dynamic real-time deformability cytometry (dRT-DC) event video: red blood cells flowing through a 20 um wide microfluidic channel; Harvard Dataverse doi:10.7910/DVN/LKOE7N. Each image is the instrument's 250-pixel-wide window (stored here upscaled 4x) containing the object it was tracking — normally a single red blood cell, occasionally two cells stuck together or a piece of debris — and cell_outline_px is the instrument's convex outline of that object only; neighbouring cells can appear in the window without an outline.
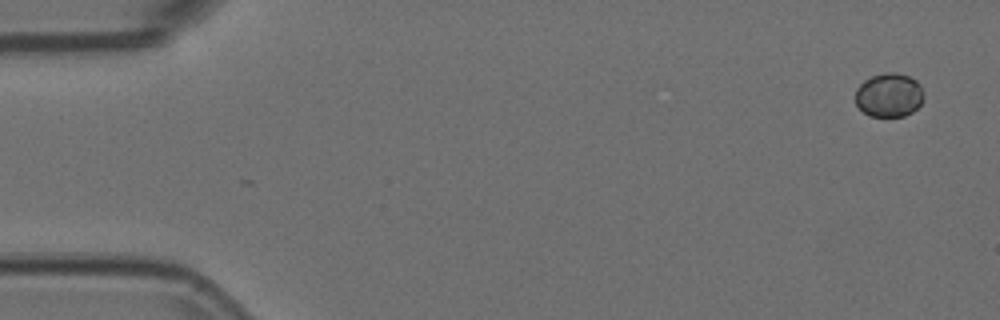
{"species": "Egyptian fruit bat (a non-hibernating species)", "species_latin": "Rousettus aegyptiacus", "temperature_condition": "room temperature", "stored_images_in_passage": 54, "segment_of_instrument_passage": [1, 2], "camera_frame_rate_fps": 3000, "um_per_image_px": 0.085, "animal": {"sex": "female"}, "frame": {"image": 1, "passage_image": 1, "time_ms": 0.0, "image_size_px": [1000, 320], "cell_outline_px": [[924, 100], [912, 112], [904, 116], [868, 116], [856, 104], [856, 88], [864, 80], [872, 76], [884, 72], [896, 72], [908, 76], [916, 80], [920, 84], [924, 92]], "centroid_in_image_um": [75.58, 8.07], "position_along_channel_um": 9.4, "area_um2": 17.63}}
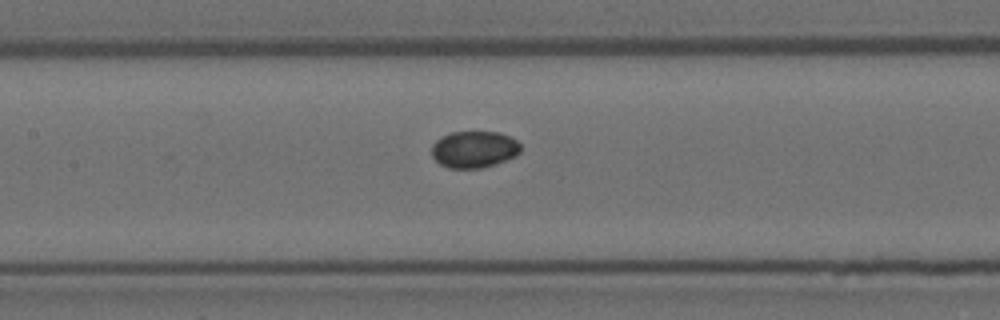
{"frame": {"image": 2, "passage_image": 24, "time_ms": 7.667, "image_size_px": [1000, 320], "cell_outline_px": [[520, 152], [516, 156], [496, 164], [484, 168], [448, 168], [440, 164], [432, 156], [432, 144], [436, 140], [452, 132], [500, 132], [516, 140], [520, 144]], "centroid_in_image_um": [40.31, 12.71], "position_along_channel_um": 167.1, "area_um2": 19.07}}
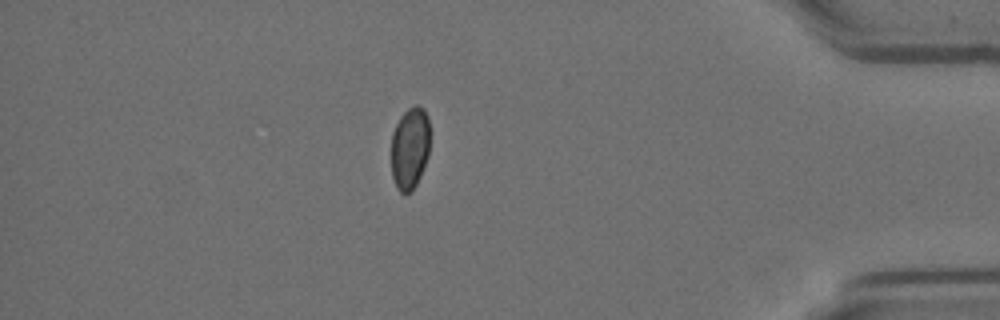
{"frame": {"image": 3, "passage_image": 46, "time_ms": 15.0, "image_size_px": [1000, 320], "cell_outline_px": [[428, 156], [420, 176], [412, 192], [404, 196], [396, 188], [392, 176], [392, 132], [400, 116], [408, 108], [416, 104], [424, 108], [428, 116]], "centroid_in_image_um": [34.82, 12.61], "position_along_channel_um": 400.4, "area_um2": 18.67}}